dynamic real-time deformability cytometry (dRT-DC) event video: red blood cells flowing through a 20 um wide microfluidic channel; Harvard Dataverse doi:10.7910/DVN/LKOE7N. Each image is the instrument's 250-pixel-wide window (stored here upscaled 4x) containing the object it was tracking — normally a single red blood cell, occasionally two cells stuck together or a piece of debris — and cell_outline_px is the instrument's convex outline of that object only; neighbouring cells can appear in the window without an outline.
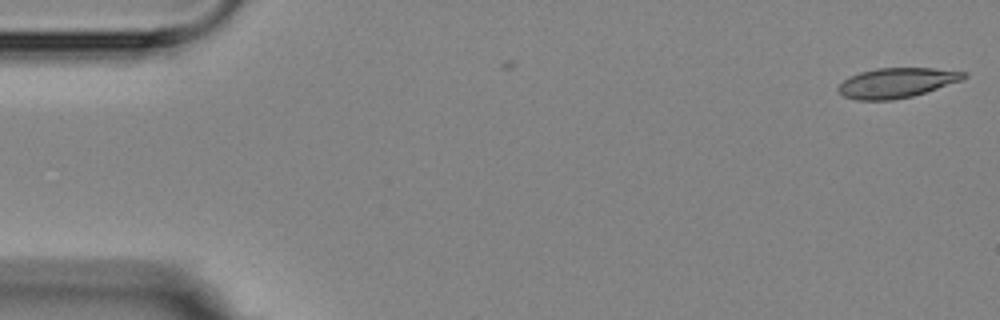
{"species": "Egyptian fruit bat (a non-hibernating species)", "species_latin": "Rousettus aegyptiacus", "temperature_condition": "room temperature", "stored_images_in_passage": 3, "camera_frame_rate_fps": 3000, "um_per_image_px": 0.085, "animal": {"sex": "female"}, "frame": {"image": 1, "passage_image": 1, "time_ms": 0.0, "image_size_px": [1000, 320], "cell_outline_px": [[968, 76], [964, 80], [912, 96], [892, 100], [856, 100], [844, 96], [836, 88], [848, 76], [860, 72], [876, 68], [932, 68], [968, 72]], "centroid_in_image_um": [76.24, 7.03], "position_along_channel_um": 8.8, "area_um2": 21.96}}